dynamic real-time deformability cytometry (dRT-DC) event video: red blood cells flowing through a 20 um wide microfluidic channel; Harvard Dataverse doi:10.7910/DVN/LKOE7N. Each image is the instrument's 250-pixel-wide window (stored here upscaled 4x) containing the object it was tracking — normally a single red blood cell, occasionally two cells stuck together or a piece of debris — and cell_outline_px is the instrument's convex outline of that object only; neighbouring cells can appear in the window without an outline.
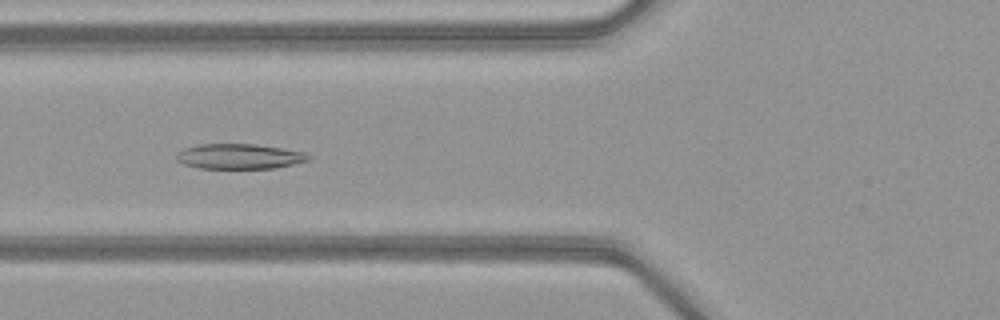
{"species": "common noctule bat (a hibernating species)", "species_latin": "Nyctalus noctula", "temperature_condition": "warm", "stored_images_in_passage": 50, "camera_frame_rate_fps": 3000, "um_per_image_px": 0.085, "animal": {"sex": "female", "body_mass_g": 21.9}, "frame": {"image": 1, "passage_image": 19, "time_ms": 6.0, "image_size_px": [1000, 320], "cell_outline_px": [[312, 160], [276, 168], [200, 168], [184, 164], [176, 160], [176, 152], [184, 148], [200, 144], [256, 144], [304, 152], [312, 156]], "centroid_in_image_um": [20.36, 13.29], "position_along_channel_um": 105.4, "area_um2": 19.42}}
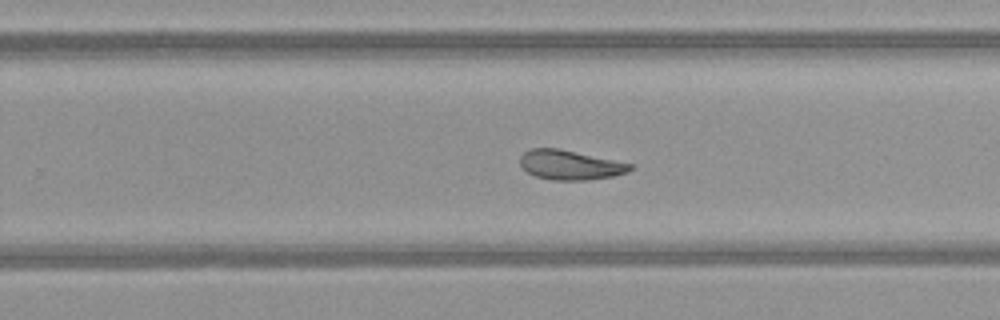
{"frame": {"image": 2, "passage_image": 32, "time_ms": 10.333, "image_size_px": [1000, 320], "cell_outline_px": [[632, 168], [628, 172], [612, 176], [588, 180], [552, 180], [536, 176], [528, 172], [520, 164], [520, 156], [528, 148], [560, 148], [632, 164]], "centroid_in_image_um": [48.43, 14.01], "position_along_channel_um": 281.4, "area_um2": 18.9}}
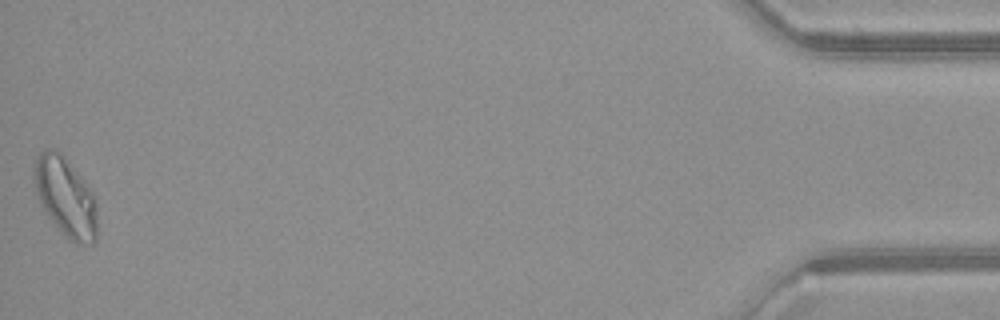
{"frame": {"image": 3, "passage_image": 50, "time_ms": 16.333, "image_size_px": [1000, 320], "cell_outline_px": [[96, 240], [92, 244], [80, 244], [68, 240], [60, 232], [48, 216], [40, 204], [32, 176], [32, 168], [36, 156], [44, 148], [56, 148], [64, 156], [84, 180], [92, 192], [96, 204]], "centroid_in_image_um": [5.53, 16.72], "position_along_channel_um": 429.7, "area_um2": 29.48}, "authors_computed_cell_mechanics": {"area_um2": 21.7328, "velocity_mm_per_s": 4.0578, "shape_relaxation_time_tau1_ms": null, "shape_relaxation_time_tau2_ms": 8.2889, "deformation_change_tau1": null, "deformation_change_tau2": 0.1714}}